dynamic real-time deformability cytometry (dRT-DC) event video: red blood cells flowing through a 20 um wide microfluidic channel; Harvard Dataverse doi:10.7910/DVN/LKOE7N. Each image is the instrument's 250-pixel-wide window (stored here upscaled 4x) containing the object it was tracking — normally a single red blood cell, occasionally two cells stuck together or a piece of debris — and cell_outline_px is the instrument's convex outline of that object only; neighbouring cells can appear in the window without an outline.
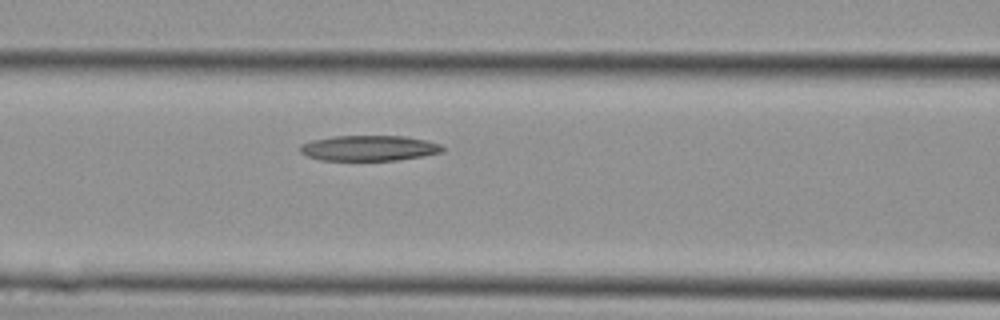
{"species": "Egyptian fruit bat (a non-hibernating species)", "species_latin": "Rousettus aegyptiacus", "temperature_condition": "cold", "stored_images_in_passage": 4, "camera_frame_rate_fps": 3000, "um_per_image_px": 0.085, "animal": {"sex": "female"}, "frame": {"image": 1, "passage_image": 3, "time_ms": 0.667, "image_size_px": [1000, 320], "cell_outline_px": [[444, 152], [424, 156], [396, 160], [320, 160], [308, 156], [300, 152], [300, 144], [312, 140], [332, 136], [404, 136], [428, 140], [440, 144], [444, 148]], "centroid_in_image_um": [31.39, 12.58], "position_along_channel_um": 135.2, "area_um2": 21.21}}